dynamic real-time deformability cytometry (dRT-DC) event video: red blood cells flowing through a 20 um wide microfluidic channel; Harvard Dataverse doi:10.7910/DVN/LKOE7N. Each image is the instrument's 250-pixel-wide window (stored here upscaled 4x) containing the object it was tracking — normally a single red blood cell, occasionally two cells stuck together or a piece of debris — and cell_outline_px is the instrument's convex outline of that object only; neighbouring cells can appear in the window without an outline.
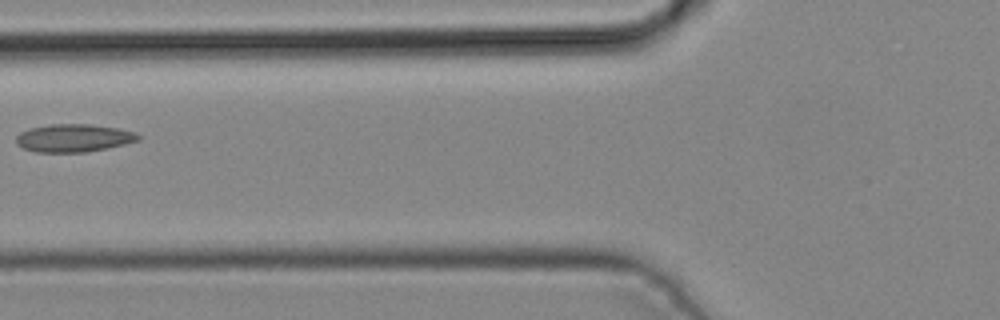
{"species": "common noctule bat (a hibernating species)", "species_latin": "Nyctalus noctula", "temperature_condition": "cold", "stored_images_in_passage": 3, "camera_frame_rate_fps": 3000, "um_per_image_px": 0.085, "animal": {"sex": "male", "body_mass_g": 19.2, "forearm_length_mm": 51.8}, "frame": {"image": 1, "passage_image": 3, "time_ms": 0.667, "image_size_px": [1000, 320], "cell_outline_px": [[140, 140], [108, 148], [84, 152], [36, 152], [24, 148], [16, 144], [16, 136], [20, 132], [28, 128], [52, 124], [88, 124], [120, 128], [136, 132], [140, 136]], "centroid_in_image_um": [6.27, 11.72], "position_along_channel_um": 119.5, "area_um2": 19.94}}